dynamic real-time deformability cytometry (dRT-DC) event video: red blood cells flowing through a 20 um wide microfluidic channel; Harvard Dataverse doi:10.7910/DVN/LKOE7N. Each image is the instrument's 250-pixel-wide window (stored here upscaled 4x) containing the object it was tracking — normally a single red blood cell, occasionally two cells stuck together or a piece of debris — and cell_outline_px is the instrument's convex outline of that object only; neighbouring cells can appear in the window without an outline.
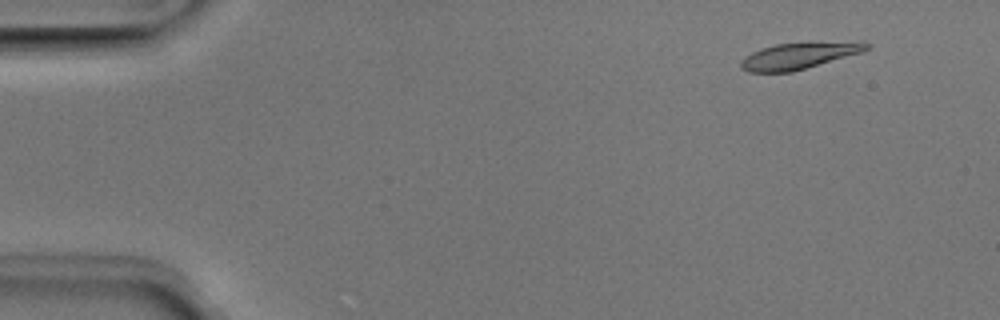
{"species": "Egyptian fruit bat (a non-hibernating species)", "species_latin": "Rousettus aegyptiacus", "temperature_condition": "room temperature", "stored_images_in_passage": 51, "camera_frame_rate_fps": 3000, "um_per_image_px": 0.085, "animal": {"sex": "male"}, "frame": {"image": 1, "passage_image": 5, "time_ms": 1.333, "image_size_px": [1000, 320], "cell_outline_px": [[872, 44], [864, 52], [792, 72], [748, 72], [740, 68], [740, 60], [744, 56], [752, 52], [776, 44], [856, 40], [860, 40]], "centroid_in_image_um": [67.99, 4.72], "position_along_channel_um": 17.0, "area_um2": 19.77}}
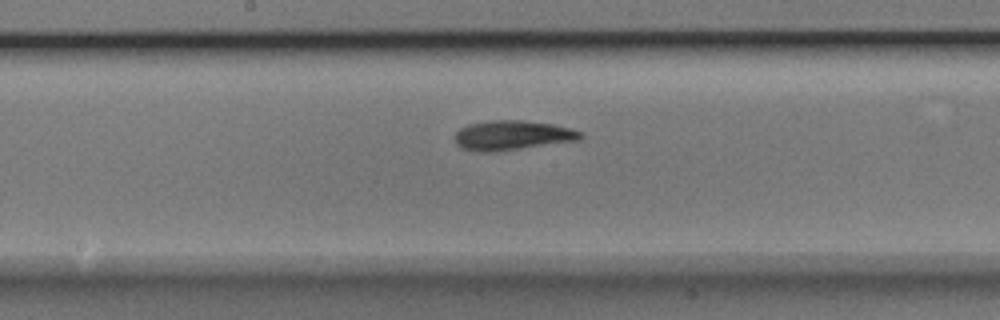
{"frame": {"image": 2, "passage_image": 27, "time_ms": 8.667, "image_size_px": [1000, 320], "cell_outline_px": [[584, 136], [576, 140], [496, 152], [480, 152], [460, 148], [456, 144], [456, 132], [460, 128], [468, 124], [492, 120], [520, 120], [552, 124], [584, 132]], "centroid_in_image_um": [43.51, 11.5], "position_along_channel_um": 204.7, "area_um2": 21.56}}
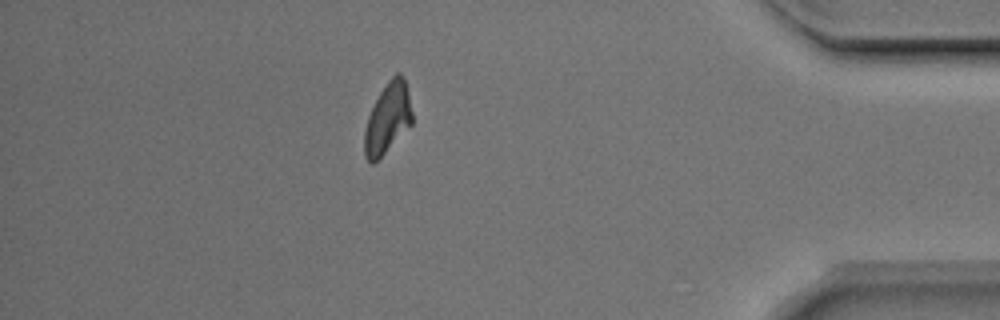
{"frame": {"image": 3, "passage_image": 45, "time_ms": 14.667, "image_size_px": [1000, 320], "cell_outline_px": [[412, 124], [372, 164], [364, 156], [364, 132], [368, 116], [380, 92], [388, 80], [396, 72], [400, 72], [404, 80], [412, 112]], "centroid_in_image_um": [32.93, 10.04], "position_along_channel_um": 402.3, "area_um2": 19.07}, "authors_computed_cell_mechanics": {"area_um2": 20.2878, "velocity_mm_per_s": 3.97, "shape_relaxation_time_tau1_ms": 3.6402, "shape_relaxation_time_tau2_ms": 4.8995, "deformation_change_tau1": 0.1434, "deformation_change_tau2": 0.11}}